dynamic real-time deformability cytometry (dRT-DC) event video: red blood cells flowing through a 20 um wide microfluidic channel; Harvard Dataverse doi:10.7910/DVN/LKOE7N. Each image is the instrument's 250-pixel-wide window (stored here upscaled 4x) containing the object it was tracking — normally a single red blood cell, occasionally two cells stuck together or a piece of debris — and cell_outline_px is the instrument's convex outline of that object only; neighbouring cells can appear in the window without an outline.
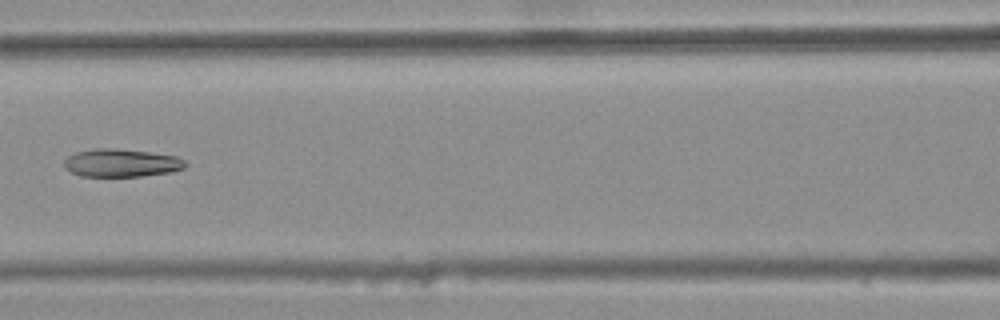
{"species": "common noctule bat (a hibernating species)", "species_latin": "Nyctalus noctula", "temperature_condition": "warm", "stored_images_in_passage": 7, "camera_frame_rate_fps": 3000, "um_per_image_px": 0.085, "animal": {"sex": "female", "body_mass_g": 25.1}, "frame": {"image": 1, "passage_image": 7, "time_ms": 2.0, "image_size_px": [1000, 320], "cell_outline_px": [[188, 164], [184, 168], [168, 172], [140, 176], [80, 176], [64, 168], [64, 160], [68, 156], [76, 152], [96, 148], [116, 148], [148, 152], [176, 156], [184, 160]], "centroid_in_image_um": [10.29, 13.84], "position_along_channel_um": 156.3, "area_um2": 19.65}}